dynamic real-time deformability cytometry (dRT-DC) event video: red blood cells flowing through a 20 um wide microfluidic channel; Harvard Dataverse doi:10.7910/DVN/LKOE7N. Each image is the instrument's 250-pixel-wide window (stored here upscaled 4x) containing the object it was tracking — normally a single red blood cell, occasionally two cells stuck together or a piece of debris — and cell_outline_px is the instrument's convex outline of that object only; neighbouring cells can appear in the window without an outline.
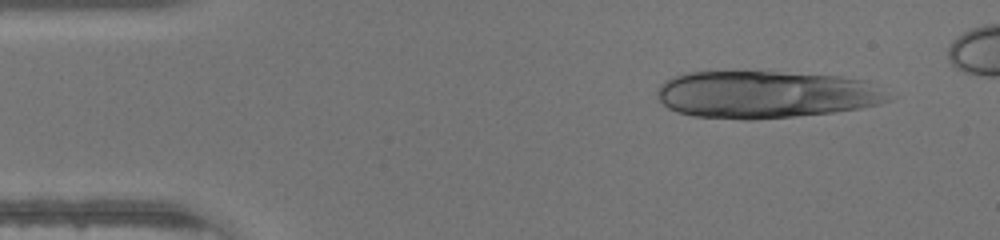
{"species": "human", "species_latin": "Homo sapiens", "temperature_condition": "warm", "stored_images_in_passage": 13, "camera_frame_rate_fps": 3000, "um_per_image_px": 0.085, "donor": {"sex": "male"}, "frame": {"image": 1, "passage_image": 4, "time_ms": 1.0, "image_size_px": [1000, 240], "cell_outline_px": [[896, 96], [892, 100], [880, 104], [860, 108], [832, 112], [796, 116], [752, 120], [744, 120], [692, 116], [676, 112], [668, 108], [656, 96], [656, 92], [660, 84], [664, 80], [672, 76], [684, 72], [776, 72], [840, 76], [864, 80]], "centroid_in_image_um": [65.08, 8.04], "position_along_channel_um": 19.9, "area_um2": 64.27}}